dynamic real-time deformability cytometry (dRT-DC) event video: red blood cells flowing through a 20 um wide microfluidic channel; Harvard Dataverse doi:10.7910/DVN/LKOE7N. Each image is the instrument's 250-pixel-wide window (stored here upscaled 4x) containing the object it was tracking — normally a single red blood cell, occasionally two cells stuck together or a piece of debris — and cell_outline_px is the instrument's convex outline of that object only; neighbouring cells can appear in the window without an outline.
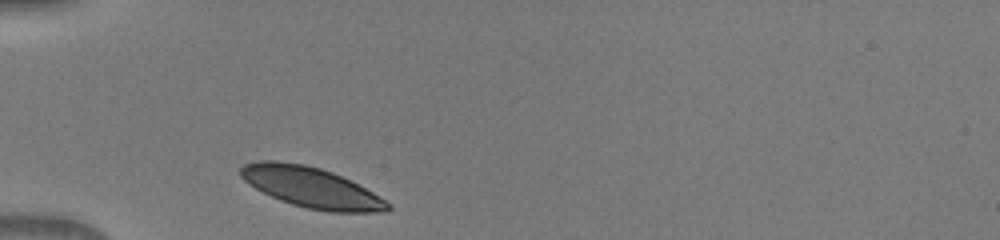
{"species": "human", "species_latin": "Homo sapiens", "temperature_condition": "warm", "stored_images_in_passage": 29, "camera_frame_rate_fps": 3000, "um_per_image_px": 0.085, "donor": {"sex": "male"}, "frame": {"image": 1, "passage_image": 1, "time_ms": 0.0, "image_size_px": [1000, 240], "cell_outline_px": [[392, 208], [388, 212], [332, 212], [308, 208], [292, 204], [280, 200], [248, 184], [240, 176], [240, 168], [244, 164], [260, 160], [276, 160], [304, 164], [320, 168], [332, 172], [372, 192], [392, 204]], "centroid_in_image_um": [26.45, 15.93], "position_along_channel_um": 58.5, "area_um2": 34.45}}
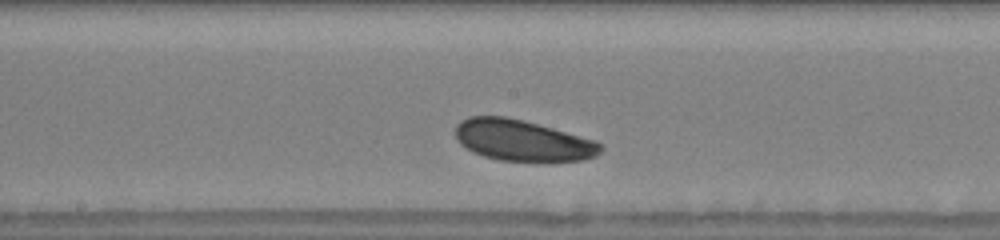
{"frame": {"image": 2, "passage_image": 13, "time_ms": 4.0, "image_size_px": [1000, 240], "cell_outline_px": [[604, 148], [596, 156], [584, 160], [500, 160], [484, 156], [472, 152], [460, 144], [456, 136], [456, 124], [460, 120], [468, 116], [504, 116], [524, 120], [596, 140]], "centroid_in_image_um": [44.39, 11.92], "position_along_channel_um": 203.8, "area_um2": 34.56}}
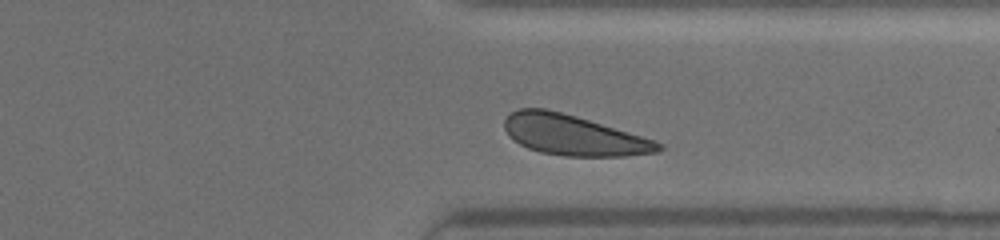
{"frame": {"image": 3, "passage_image": 25, "time_ms": 8.0, "image_size_px": [1000, 240], "cell_outline_px": [[664, 148], [660, 152], [624, 156], [564, 156], [540, 152], [528, 148], [512, 140], [508, 136], [504, 128], [504, 120], [512, 112], [520, 108], [544, 108], [576, 116], [640, 136], [664, 144]], "centroid_in_image_um": [48.71, 11.5], "position_along_channel_um": 362.7, "area_um2": 35.95}}